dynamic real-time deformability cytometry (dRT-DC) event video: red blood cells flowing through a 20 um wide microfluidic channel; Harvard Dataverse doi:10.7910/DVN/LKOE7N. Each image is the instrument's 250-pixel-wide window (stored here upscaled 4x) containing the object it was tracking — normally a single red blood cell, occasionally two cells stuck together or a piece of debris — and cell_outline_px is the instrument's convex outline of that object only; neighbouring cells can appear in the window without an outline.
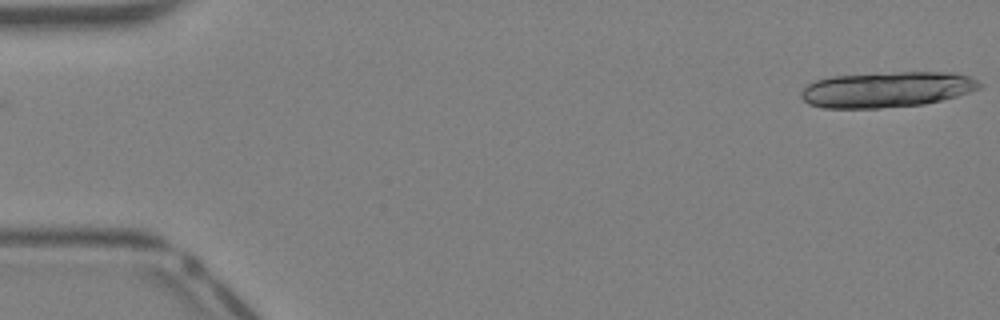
{"species": "Egyptian fruit bat (a non-hibernating species)", "species_latin": "Rousettus aegyptiacus", "temperature_condition": "warm", "stored_images_in_passage": 14, "camera_frame_rate_fps": 3000, "um_per_image_px": 0.085, "animal": {"sex": "female"}, "frame": {"image": 1, "passage_image": 1, "time_ms": 0.0, "image_size_px": [1000, 320], "cell_outline_px": [[984, 84], [980, 88], [956, 96], [924, 104], [880, 108], [824, 108], [808, 104], [800, 96], [800, 92], [808, 84], [816, 80], [832, 76], [896, 72], [956, 72], [968, 76]], "centroid_in_image_um": [75.37, 7.6], "position_along_channel_um": 9.6, "area_um2": 37.05}}